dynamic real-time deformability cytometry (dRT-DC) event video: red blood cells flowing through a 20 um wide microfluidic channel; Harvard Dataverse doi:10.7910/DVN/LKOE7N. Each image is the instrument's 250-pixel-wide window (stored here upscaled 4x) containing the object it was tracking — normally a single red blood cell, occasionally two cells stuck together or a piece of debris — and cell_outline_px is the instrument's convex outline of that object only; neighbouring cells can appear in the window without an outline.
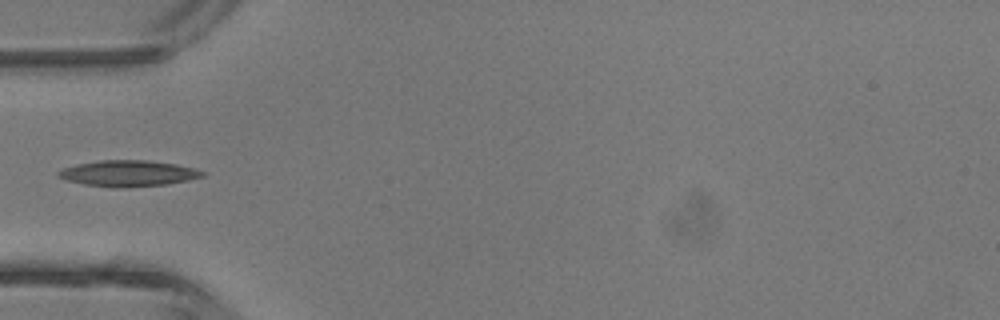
{"species": "common noctule bat (a hibernating species)", "species_latin": "Nyctalus noctula", "temperature_condition": "room temperature", "stored_images_in_passage": 4, "camera_frame_rate_fps": 3000, "um_per_image_px": 0.085, "animal": {"sex": "male", "body_mass_g": 13.3}, "frame": {"image": 1, "passage_image": 4, "time_ms": 4.333, "image_size_px": [1000, 320], "cell_outline_px": [[204, 176], [188, 180], [168, 184], [116, 188], [112, 188], [84, 184], [68, 180], [56, 176], [56, 172], [64, 168], [76, 164], [100, 160], [148, 160], [176, 164], [192, 168], [204, 172]], "centroid_in_image_um": [10.87, 14.74], "position_along_channel_um": 74.1, "area_um2": 21.79}}